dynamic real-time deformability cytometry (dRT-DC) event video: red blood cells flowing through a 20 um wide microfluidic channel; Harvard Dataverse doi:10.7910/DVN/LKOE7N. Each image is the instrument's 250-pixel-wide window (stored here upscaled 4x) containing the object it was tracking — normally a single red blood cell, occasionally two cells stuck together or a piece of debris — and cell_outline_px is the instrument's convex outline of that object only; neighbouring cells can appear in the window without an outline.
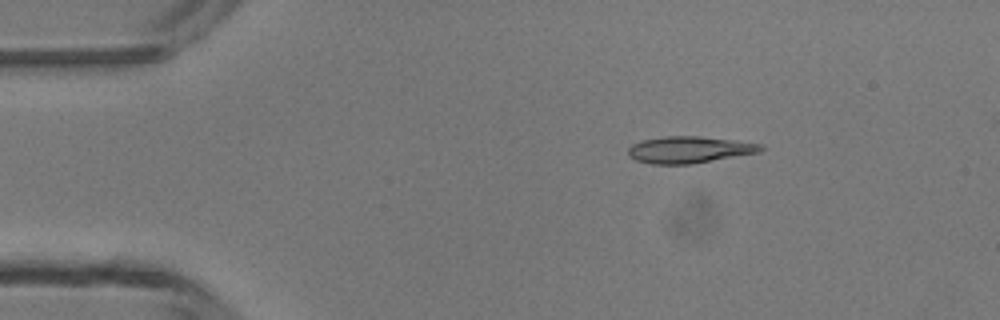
{"species": "common noctule bat (a hibernating species)", "species_latin": "Nyctalus noctula", "temperature_condition": "room temperature", "stored_images_in_passage": 3, "camera_frame_rate_fps": 3000, "um_per_image_px": 0.085, "animal": {"sex": "male", "body_mass_g": 13.3}, "frame": {"image": 1, "passage_image": 1, "time_ms": 0.0, "image_size_px": [1000, 320], "cell_outline_px": [[764, 148], [760, 152], [692, 164], [652, 164], [636, 160], [628, 156], [628, 148], [632, 144], [640, 140], [664, 136], [700, 136], [764, 144]], "centroid_in_image_um": [58.57, 12.72], "position_along_channel_um": 26.4, "area_um2": 20.75}}
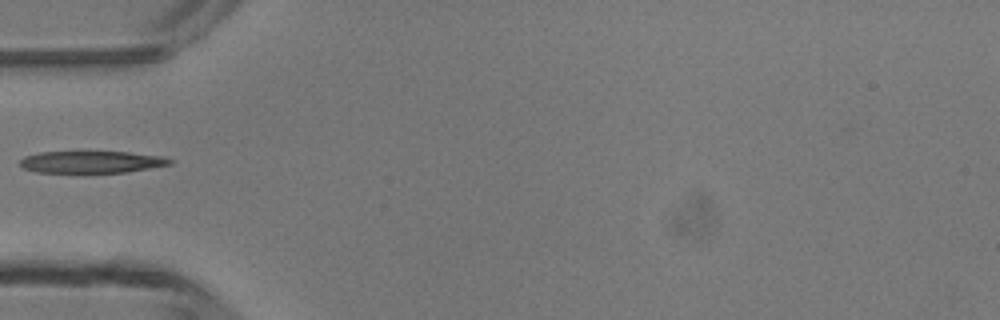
{"frame": {"image": 2, "passage_image": 3, "time_ms": 2.667, "image_size_px": [1000, 320], "cell_outline_px": [[176, 160], [172, 164], [124, 172], [36, 172], [24, 168], [20, 164], [20, 160], [24, 156], [40, 152], [128, 152], [164, 156]], "centroid_in_image_um": [7.82, 13.76], "position_along_channel_um": 77.2, "area_um2": 19.07}}